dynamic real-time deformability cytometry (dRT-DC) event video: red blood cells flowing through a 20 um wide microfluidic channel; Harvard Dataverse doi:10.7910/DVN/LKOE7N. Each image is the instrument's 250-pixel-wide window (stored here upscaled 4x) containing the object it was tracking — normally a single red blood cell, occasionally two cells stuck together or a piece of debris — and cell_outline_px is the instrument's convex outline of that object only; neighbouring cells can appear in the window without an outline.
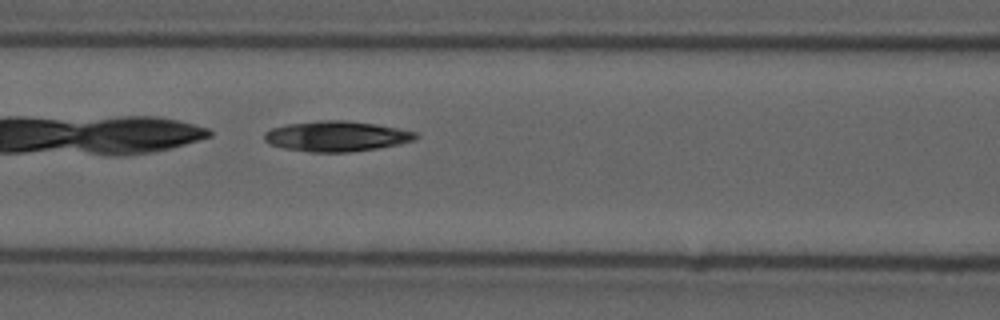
{"species": "common noctule bat (a hibernating species)", "species_latin": "Nyctalus noctula", "temperature_condition": "cold", "stored_images_in_passage": 6, "segment_of_instrument_passage": [1, 2], "camera_frame_rate_fps": 3000, "um_per_image_px": 0.085, "animal": {"sex": "male", "forearm_length_mm": 52.5}, "frame": {"image": 1, "passage_image": 5, "time_ms": 1.333, "image_size_px": [1000, 320], "cell_outline_px": [[420, 136], [416, 140], [376, 148], [348, 152], [308, 152], [284, 148], [272, 144], [264, 140], [264, 132], [272, 128], [288, 124], [320, 120], [344, 120], [376, 124], [416, 132]], "centroid_in_image_um": [28.6, 11.58], "position_along_channel_um": 138.0, "area_um2": 26.59}}